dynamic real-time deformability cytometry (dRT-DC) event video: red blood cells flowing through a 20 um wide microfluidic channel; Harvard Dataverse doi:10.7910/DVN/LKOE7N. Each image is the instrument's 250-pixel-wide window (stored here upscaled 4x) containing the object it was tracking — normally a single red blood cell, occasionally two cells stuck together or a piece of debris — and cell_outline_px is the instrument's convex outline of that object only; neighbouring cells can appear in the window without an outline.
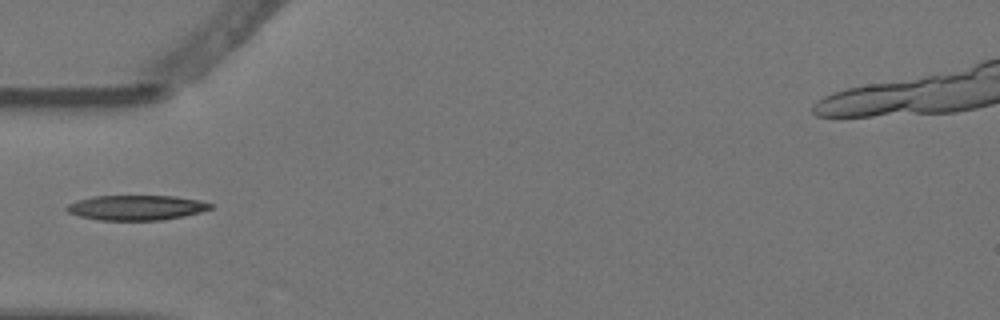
{"species": "Egyptian fruit bat (a non-hibernating species)", "species_latin": "Rousettus aegyptiacus", "temperature_condition": "warm", "stored_images_in_passage": 2, "camera_frame_rate_fps": 3000, "um_per_image_px": 0.085, "animal": {"sex": "female"}, "frame": {"image": 1, "passage_image": 2, "time_ms": 0.333, "image_size_px": [1000, 320], "cell_outline_px": [[212, 208], [200, 212], [184, 216], [160, 220], [100, 220], [80, 216], [68, 212], [64, 208], [68, 204], [76, 200], [92, 196], [176, 196], [200, 200], [212, 204]], "centroid_in_image_um": [11.57, 17.64], "position_along_channel_um": 73.4, "area_um2": 20.92}}